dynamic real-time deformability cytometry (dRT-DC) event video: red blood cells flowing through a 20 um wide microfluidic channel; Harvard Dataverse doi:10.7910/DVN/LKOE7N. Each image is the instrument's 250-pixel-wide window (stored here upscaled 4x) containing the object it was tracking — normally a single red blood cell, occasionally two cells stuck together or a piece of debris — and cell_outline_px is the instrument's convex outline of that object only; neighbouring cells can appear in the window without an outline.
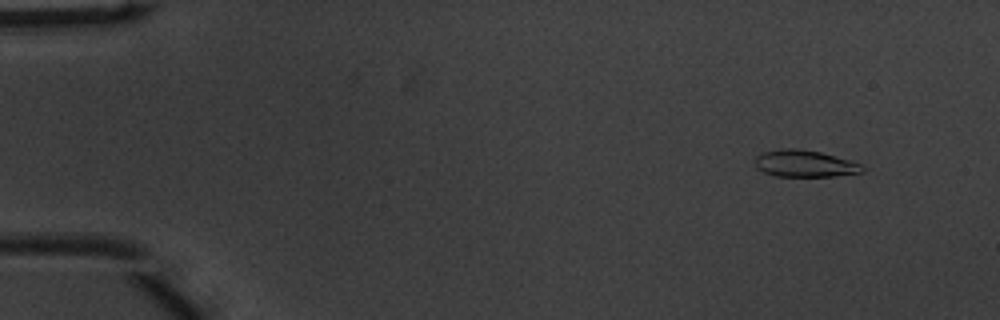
{"species": "common noctule bat (a hibernating species)", "species_latin": "Nyctalus noctula", "temperature_condition": "warm", "stored_images_in_passage": 51, "camera_frame_rate_fps": 3000, "um_per_image_px": 0.085, "animal": {"sex": "male", "body_mass_g": 20.1, "forearm_length_mm": 53.5}, "frame": {"image": 1, "passage_image": 4, "time_ms": 1.0, "image_size_px": [1000, 320], "cell_outline_px": [[868, 168], [864, 172], [832, 176], [776, 176], [764, 172], [756, 168], [756, 156], [764, 152], [780, 148], [796, 148], [820, 152], [864, 164]], "centroid_in_image_um": [68.46, 13.9], "position_along_channel_um": 16.5, "area_um2": 16.88}}
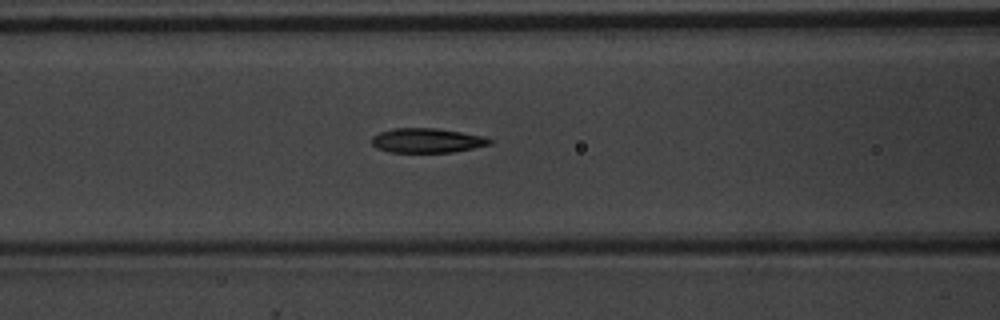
{"frame": {"image": 2, "passage_image": 21, "time_ms": 6.667, "image_size_px": [1000, 320], "cell_outline_px": [[496, 140], [492, 144], [452, 152], [392, 152], [376, 148], [372, 144], [372, 136], [380, 132], [392, 128], [436, 128], [484, 136]], "centroid_in_image_um": [36.32, 11.94], "position_along_channel_um": 130.3, "area_um2": 16.88}}
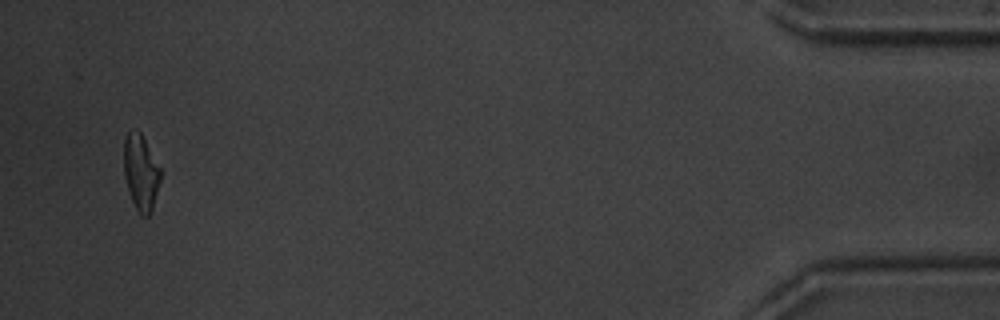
{"frame": {"image": 3, "passage_image": 49, "time_ms": 16.0, "image_size_px": [1000, 320], "cell_outline_px": [[160, 180], [152, 208], [148, 216], [140, 216], [132, 200], [124, 176], [124, 140], [128, 132], [132, 128], [136, 128], [140, 132], [160, 168]], "centroid_in_image_um": [11.95, 14.63], "position_along_channel_um": 423.2, "area_um2": 15.9}, "authors_computed_cell_mechanics": {"area_um2": 17.2244, "velocity_mm_per_s": 3.96, "shape_relaxation_time_tau1_ms": 2.7497, "shape_relaxation_time_tau2_ms": 2.0254, "deformation_change_tau1": 0.1708, "deformation_change_tau2": 0.0927}}